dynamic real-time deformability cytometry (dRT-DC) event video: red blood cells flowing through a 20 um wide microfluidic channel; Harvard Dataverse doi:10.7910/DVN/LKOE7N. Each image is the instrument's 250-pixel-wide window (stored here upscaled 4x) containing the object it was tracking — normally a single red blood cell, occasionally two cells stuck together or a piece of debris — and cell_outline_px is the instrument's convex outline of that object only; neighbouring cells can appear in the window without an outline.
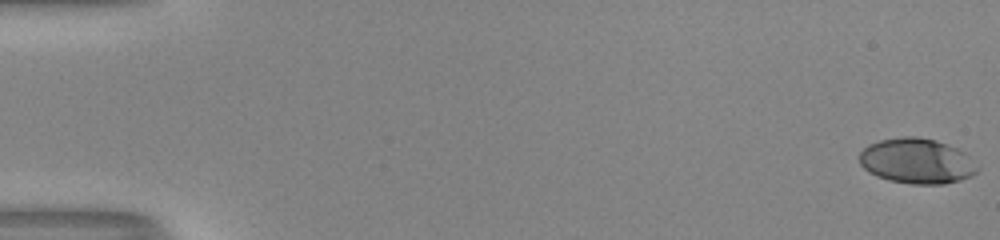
{"species": "human", "species_latin": "Homo sapiens", "temperature_condition": "room temperature", "stored_images_in_passage": 54, "camera_frame_rate_fps": 3000, "um_per_image_px": 0.085, "donor": {"sex": "male"}, "frame": {"image": 1, "passage_image": 1, "time_ms": 0.0, "image_size_px": [1000, 240], "cell_outline_px": [[980, 168], [972, 176], [960, 180], [944, 184], [912, 184], [888, 180], [876, 176], [868, 172], [860, 164], [860, 152], [868, 144], [880, 140], [904, 136], [916, 136], [936, 140], [956, 148], [964, 152]], "centroid_in_image_um": [77.92, 13.69], "position_along_channel_um": 7.1, "area_um2": 31.21}}
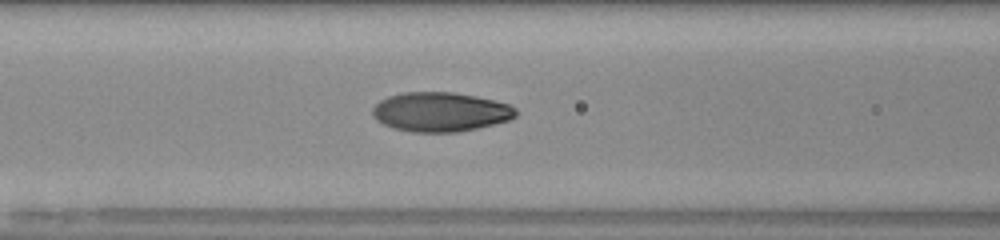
{"frame": {"image": 2, "passage_image": 24, "time_ms": 7.667, "image_size_px": [1000, 240], "cell_outline_px": [[516, 116], [508, 120], [476, 128], [456, 132], [412, 132], [392, 128], [376, 120], [372, 116], [372, 108], [380, 100], [388, 96], [404, 92], [452, 92], [476, 96], [508, 104], [516, 108]], "centroid_in_image_um": [37.39, 9.51], "position_along_channel_um": 129.2, "area_um2": 32.77}}
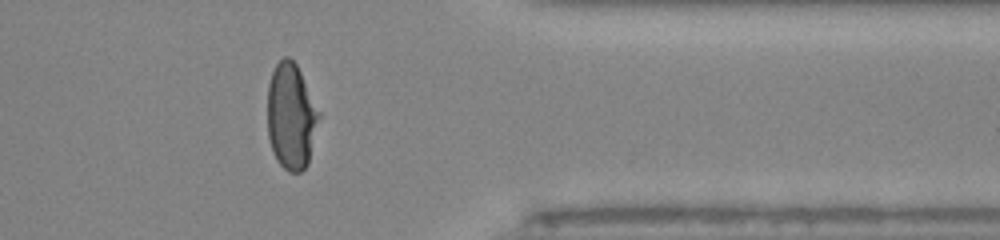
{"frame": {"image": 3, "passage_image": 44, "time_ms": 14.333, "image_size_px": [1000, 240], "cell_outline_px": [[320, 116], [308, 164], [300, 172], [288, 172], [276, 160], [272, 152], [268, 136], [268, 84], [272, 72], [276, 64], [284, 56], [288, 56], [296, 64], [320, 112]], "centroid_in_image_um": [24.74, 9.91], "position_along_channel_um": 386.7, "area_um2": 31.79}, "authors_computed_cell_mechanics": {"area_um2": 31.9345, "velocity_mm_per_s": 4.0545, "shape_relaxation_time_tau1_ms": 5.5025, "shape_relaxation_time_tau2_ms": 0.8332, "deformation_change_tau1": 0.254, "deformation_change_tau2": 0.043}}